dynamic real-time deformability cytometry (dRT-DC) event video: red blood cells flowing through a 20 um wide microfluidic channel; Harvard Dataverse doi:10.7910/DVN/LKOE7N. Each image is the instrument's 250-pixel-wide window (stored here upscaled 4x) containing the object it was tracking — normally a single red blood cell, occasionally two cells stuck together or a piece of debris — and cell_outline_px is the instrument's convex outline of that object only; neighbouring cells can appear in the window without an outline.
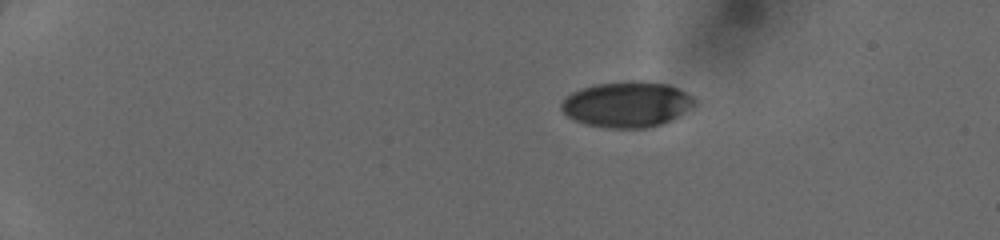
{"species": "human", "species_latin": "Homo sapiens", "temperature_condition": "cold", "stored_images_in_passage": 41, "camera_frame_rate_fps": 3000, "um_per_image_px": 0.085, "donor": {"sex": "female"}, "frame": {"image": 1, "passage_image": 1, "time_ms": 0.0, "image_size_px": [1000, 240], "cell_outline_px": [[696, 104], [672, 120], [648, 128], [604, 128], [588, 124], [576, 120], [568, 116], [560, 108], [560, 104], [564, 96], [580, 88], [596, 84], [636, 80], [668, 84], [692, 96], [696, 100]], "centroid_in_image_um": [53.27, 8.87], "position_along_channel_um": 31.7, "area_um2": 35.49}}
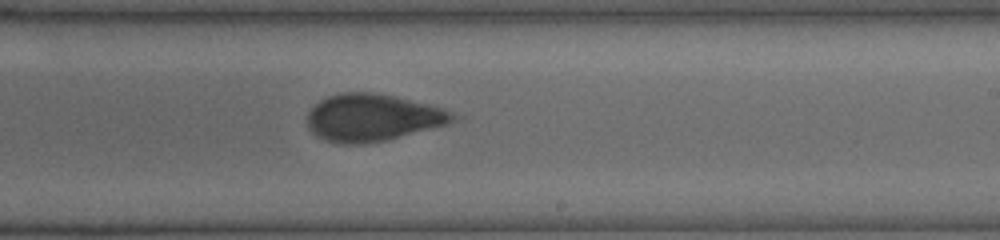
{"frame": {"image": 2, "passage_image": 24, "time_ms": 7.667, "image_size_px": [1000, 240], "cell_outline_px": [[464, 116], [444, 124], [384, 140], [360, 144], [340, 144], [316, 136], [308, 128], [308, 112], [320, 100], [328, 96], [340, 92], [376, 92], [396, 96], [444, 108]], "centroid_in_image_um": [31.67, 9.97], "position_along_channel_um": 257.3, "area_um2": 39.82}}
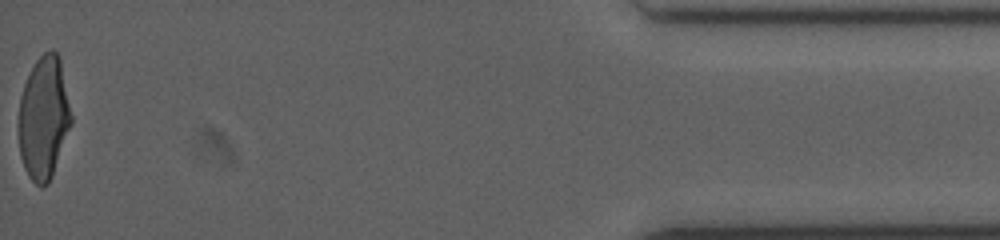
{"frame": {"image": 3, "passage_image": 41, "time_ms": 13.333, "image_size_px": [1000, 240], "cell_outline_px": [[72, 124], [52, 176], [48, 184], [40, 188], [28, 176], [24, 168], [20, 156], [20, 96], [24, 84], [36, 60], [44, 52], [52, 48], [56, 52], [60, 60], [72, 116]], "centroid_in_image_um": [3.74, 10.04], "position_along_channel_um": 431.5, "area_um2": 37.4}}